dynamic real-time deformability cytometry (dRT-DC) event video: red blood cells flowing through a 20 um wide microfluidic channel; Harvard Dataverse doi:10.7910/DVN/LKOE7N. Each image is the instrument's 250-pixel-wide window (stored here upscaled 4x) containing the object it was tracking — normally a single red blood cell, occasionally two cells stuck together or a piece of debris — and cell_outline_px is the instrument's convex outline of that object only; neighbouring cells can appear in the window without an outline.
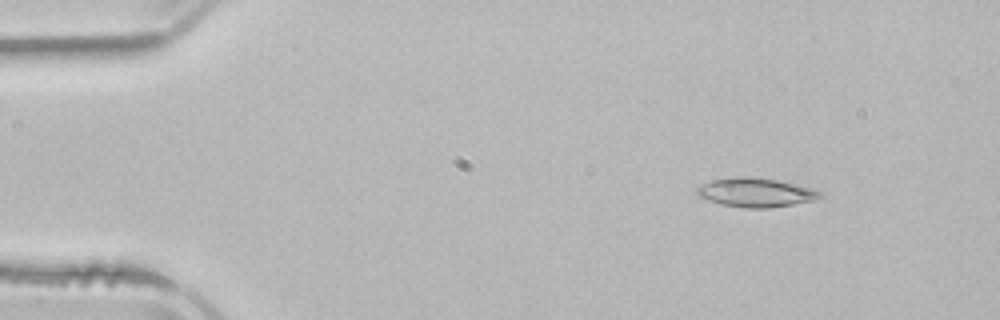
{"species": "common noctule bat (a hibernating species)", "species_latin": "Nyctalus noctula", "temperature_condition": "room temperature", "stored_images_in_passage": 5, "camera_frame_rate_fps": 3000, "um_per_image_px": 0.085, "animal": {"sex": "male", "body_mass_g": 21.5, "forearm_length_mm": 52.0}, "frame": {"image": 1, "passage_image": 2, "time_ms": 1.0, "image_size_px": [1000, 320], "cell_outline_px": [[824, 196], [816, 200], [768, 208], [744, 208], [724, 204], [708, 200], [700, 196], [696, 192], [696, 188], [712, 180], [732, 176], [748, 176], [776, 180], [812, 188], [824, 192]], "centroid_in_image_um": [64.28, 16.35], "position_along_channel_um": 20.7, "area_um2": 20.75}}
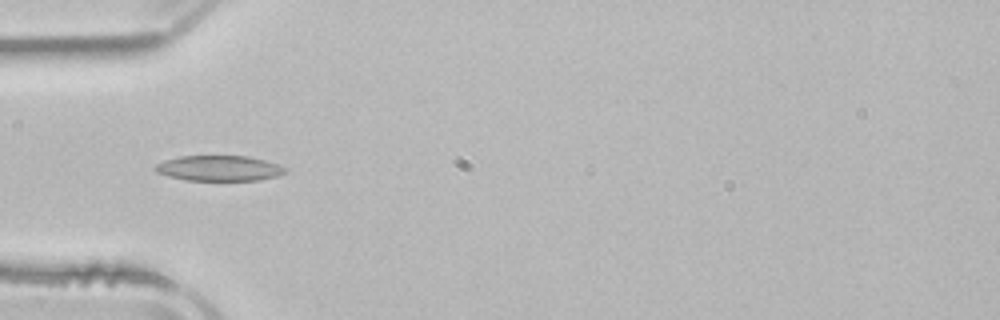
{"frame": {"image": 2, "passage_image": 4, "time_ms": 4.333, "image_size_px": [1000, 320], "cell_outline_px": [[288, 172], [276, 176], [260, 180], [188, 180], [168, 176], [156, 172], [152, 168], [156, 164], [164, 160], [180, 156], [248, 156], [264, 160], [288, 168]], "centroid_in_image_um": [18.62, 14.3], "position_along_channel_um": 66.4, "area_um2": 19.25}}
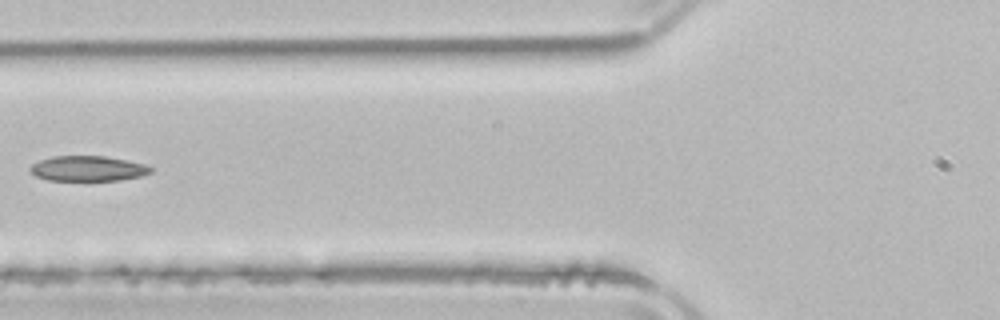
{"frame": {"image": 3, "passage_image": 5, "time_ms": 5.667, "image_size_px": [1000, 320], "cell_outline_px": [[152, 172], [140, 176], [120, 180], [48, 180], [36, 176], [28, 168], [32, 164], [40, 160], [52, 156], [104, 156], [148, 164], [152, 168]], "centroid_in_image_um": [7.48, 14.32], "position_along_channel_um": 118.3, "area_um2": 17.69}}